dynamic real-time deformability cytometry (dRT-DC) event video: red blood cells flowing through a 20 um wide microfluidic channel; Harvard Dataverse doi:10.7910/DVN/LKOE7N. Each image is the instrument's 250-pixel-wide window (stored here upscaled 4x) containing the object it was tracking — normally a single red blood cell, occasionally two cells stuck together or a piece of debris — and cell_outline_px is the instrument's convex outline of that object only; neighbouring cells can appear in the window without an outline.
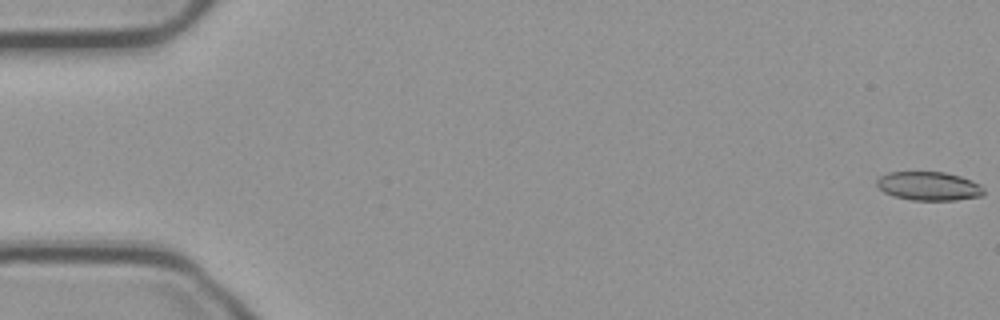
{"species": "common noctule bat (a hibernating species)", "species_latin": "Nyctalus noctula", "temperature_condition": "cold", "stored_images_in_passage": 52, "camera_frame_rate_fps": 3000, "um_per_image_px": 0.085, "animal": {"sex": "male", "body_mass_g": 23.1, "forearm_length_mm": 52.7}, "frame": {"image": 1, "passage_image": 1, "time_ms": 0.0, "image_size_px": [1000, 320], "cell_outline_px": [[984, 196], [956, 200], [912, 200], [892, 196], [884, 192], [876, 184], [876, 180], [880, 176], [888, 172], [944, 172], [960, 176], [972, 180], [980, 184], [984, 188]], "centroid_in_image_um": [78.97, 15.82], "position_along_channel_um": 6.0, "area_um2": 18.09}}
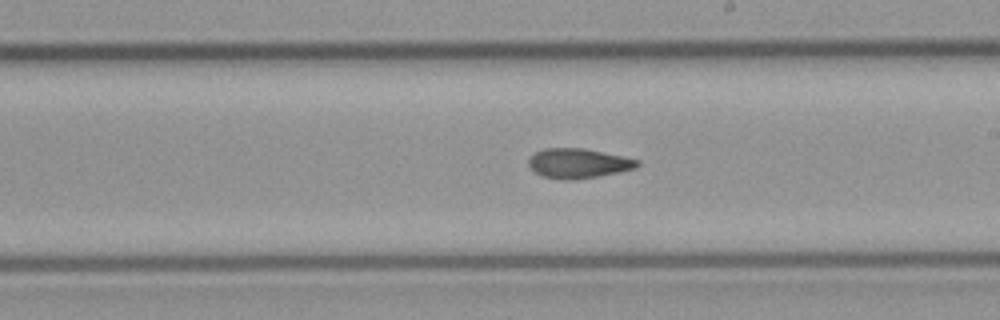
{"frame": {"image": 2, "passage_image": 32, "time_ms": 10.333, "image_size_px": [1000, 320], "cell_outline_px": [[640, 164], [636, 168], [620, 172], [572, 180], [560, 180], [544, 176], [536, 172], [528, 164], [528, 160], [536, 152], [544, 148], [584, 148], [640, 160]], "centroid_in_image_um": [49.17, 13.88], "position_along_channel_um": 239.8, "area_um2": 18.67}}
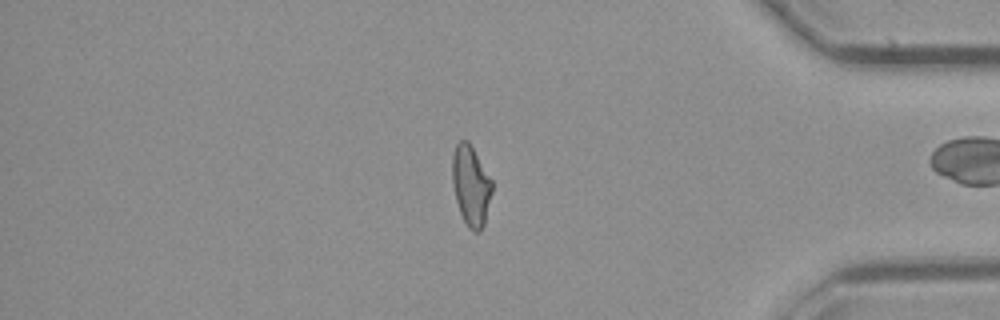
{"frame": {"image": 3, "passage_image": 47, "time_ms": 15.333, "image_size_px": [1000, 320], "cell_outline_px": [[492, 192], [484, 224], [480, 232], [472, 232], [468, 228], [460, 212], [456, 200], [452, 184], [452, 156], [456, 144], [460, 140], [468, 140], [492, 180]], "centroid_in_image_um": [40.02, 15.78], "position_along_channel_um": 395.2, "area_um2": 18.61}}